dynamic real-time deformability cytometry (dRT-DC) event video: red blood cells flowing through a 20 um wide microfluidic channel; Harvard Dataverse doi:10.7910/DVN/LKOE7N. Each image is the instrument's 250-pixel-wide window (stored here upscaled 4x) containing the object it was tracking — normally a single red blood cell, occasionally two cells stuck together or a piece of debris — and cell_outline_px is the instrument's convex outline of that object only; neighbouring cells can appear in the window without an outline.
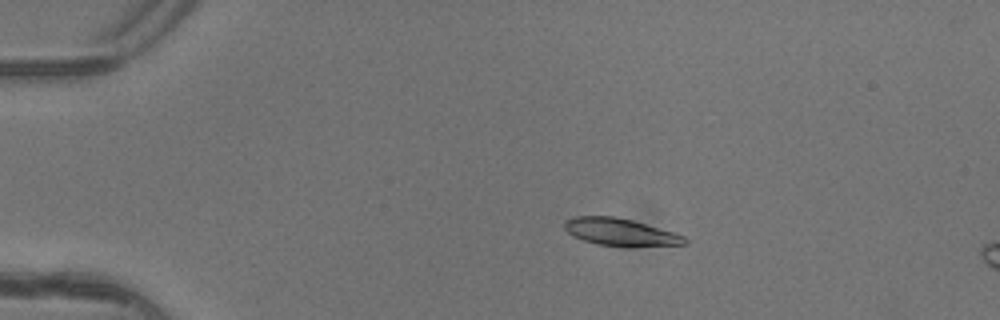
{"species": "common noctule bat (a hibernating species)", "species_latin": "Nyctalus noctula", "temperature_condition": "warm", "stored_images_in_passage": 4, "camera_frame_rate_fps": 3000, "um_per_image_px": 0.085, "animal": {"sex": "female"}, "frame": {"image": 1, "passage_image": 3, "time_ms": 0.667, "image_size_px": [1000, 320], "cell_outline_px": [[688, 244], [596, 244], [572, 236], [564, 228], [564, 220], [576, 216], [612, 216], [632, 220], [672, 232], [684, 236], [688, 240]], "centroid_in_image_um": [52.63, 19.67], "position_along_channel_um": 32.4, "area_um2": 18.15}}